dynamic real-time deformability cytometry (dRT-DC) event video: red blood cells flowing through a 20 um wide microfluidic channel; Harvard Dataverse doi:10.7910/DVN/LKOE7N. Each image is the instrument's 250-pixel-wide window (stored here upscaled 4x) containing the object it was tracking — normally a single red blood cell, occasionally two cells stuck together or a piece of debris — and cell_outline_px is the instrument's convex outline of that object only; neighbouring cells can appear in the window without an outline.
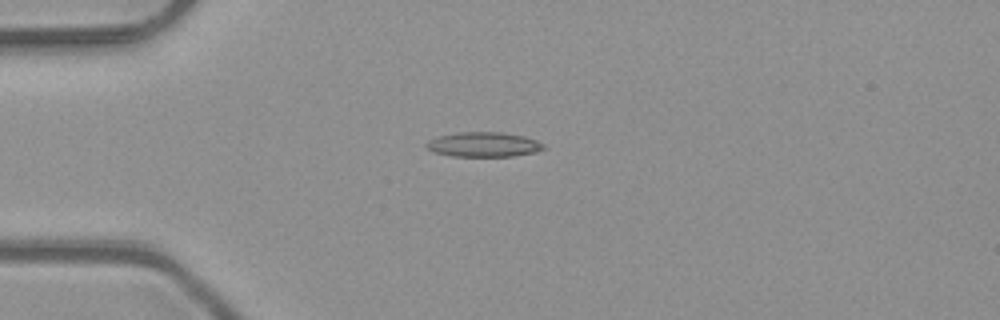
{"species": "common noctule bat (a hibernating species)", "species_latin": "Nyctalus noctula", "temperature_condition": "room temperature", "stored_images_in_passage": 38, "camera_frame_rate_fps": 3000, "um_per_image_px": 0.085, "animal": {"sex": "male", "body_mass_g": 23.1, "forearm_length_mm": 52.7}, "frame": {"image": 1, "passage_image": 1, "time_ms": 0.0, "image_size_px": [1000, 320], "cell_outline_px": [[544, 148], [536, 152], [512, 156], [452, 156], [432, 152], [424, 144], [428, 140], [440, 136], [456, 132], [500, 132], [524, 136], [536, 140], [544, 144]], "centroid_in_image_um": [41.08, 12.28], "position_along_channel_um": 43.9, "area_um2": 16.88}}
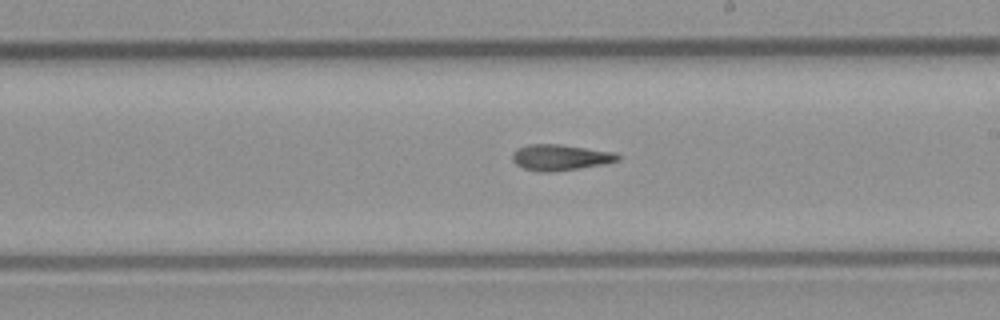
{"frame": {"image": 2, "passage_image": 17, "time_ms": 5.333, "image_size_px": [1000, 320], "cell_outline_px": [[620, 160], [604, 164], [580, 168], [552, 172], [540, 172], [524, 168], [516, 164], [512, 160], [512, 152], [528, 144], [560, 144], [616, 152], [620, 156]], "centroid_in_image_um": [47.64, 13.38], "position_along_channel_um": 241.4, "area_um2": 16.01}}
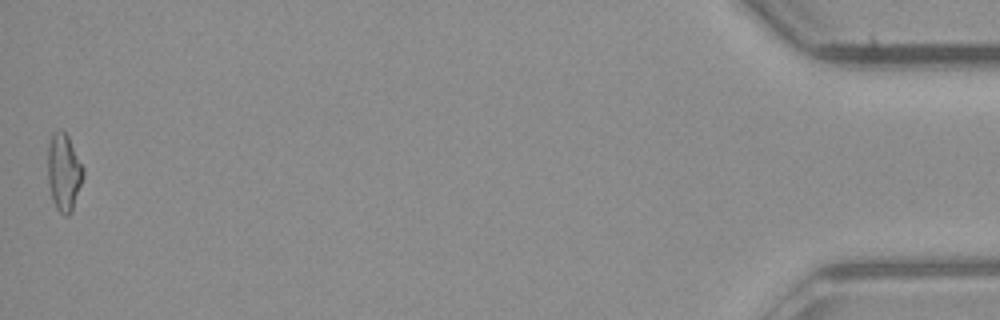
{"frame": {"image": 3, "passage_image": 38, "time_ms": 12.333, "image_size_px": [1000, 320], "cell_outline_px": [[84, 176], [72, 212], [68, 216], [64, 216], [56, 208], [52, 200], [48, 184], [48, 144], [52, 132], [60, 128], [68, 136], [84, 168]], "centroid_in_image_um": [5.42, 14.64], "position_along_channel_um": 429.8, "area_um2": 16.24}, "authors_computed_cell_mechanics": {"area_um2": 15.6638, "velocity_mm_per_s": 4.1147, "shape_relaxation_time_tau1_ms": null, "shape_relaxation_time_tau2_ms": 2.5188, "deformation_change_tau1": null, "deformation_change_tau2": 0.122}}